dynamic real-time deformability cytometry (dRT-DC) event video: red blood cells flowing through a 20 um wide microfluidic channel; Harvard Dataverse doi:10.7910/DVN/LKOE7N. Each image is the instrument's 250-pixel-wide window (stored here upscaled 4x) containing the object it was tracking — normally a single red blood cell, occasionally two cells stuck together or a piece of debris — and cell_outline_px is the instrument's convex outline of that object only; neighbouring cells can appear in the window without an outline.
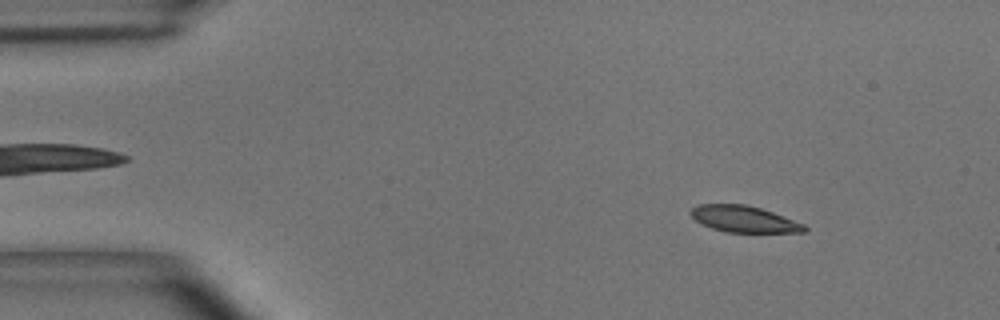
{"species": "common noctule bat (a hibernating species)", "species_latin": "Nyctalus noctula", "temperature_condition": "room temperature", "stored_images_in_passage": 54, "camera_frame_rate_fps": 3000, "um_per_image_px": 0.085, "animal": {"sex": "male", "body_mass_g": 15.6}, "frame": {"image": 1, "passage_image": 6, "time_ms": 1.667, "image_size_px": [1000, 320], "cell_outline_px": [[808, 228], [804, 232], [724, 232], [712, 228], [696, 220], [688, 212], [692, 208], [700, 204], [744, 204], [760, 208], [772, 212], [804, 224]], "centroid_in_image_um": [63.22, 18.62], "position_along_channel_um": 21.8, "area_um2": 17.28}}
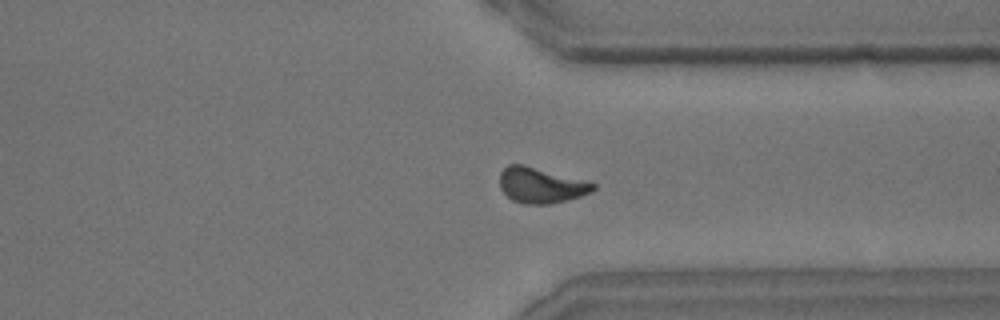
{"frame": {"image": 2, "passage_image": 41, "time_ms": 13.333, "image_size_px": [1000, 320], "cell_outline_px": [[596, 188], [592, 192], [580, 196], [552, 204], [524, 204], [512, 200], [500, 188], [500, 172], [508, 164], [524, 164], [588, 180], [596, 184]], "centroid_in_image_um": [46.01, 15.73], "position_along_channel_um": 365.4, "area_um2": 19.65}}
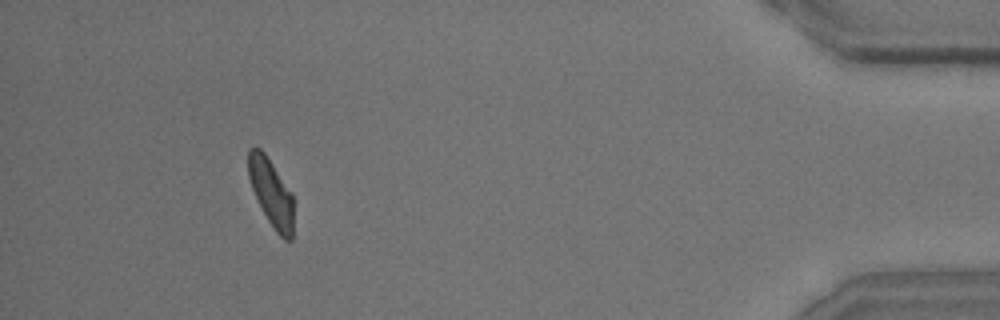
{"frame": {"image": 3, "passage_image": 50, "time_ms": 16.333, "image_size_px": [1000, 320], "cell_outline_px": [[292, 240], [284, 240], [276, 232], [268, 220], [252, 188], [248, 176], [248, 148], [260, 148], [264, 152], [292, 192]], "centroid_in_image_um": [23.05, 16.36], "position_along_channel_um": 412.2, "area_um2": 17.46}, "authors_computed_cell_mechanics": {"area_um2": 18.5827, "velocity_mm_per_s": 3.6027, "shape_relaxation_time_tau1_ms": 4.4462, "shape_relaxation_time_tau2_ms": 1.4987, "deformation_change_tau1": 0.1354, "deformation_change_tau2": 0.074}}